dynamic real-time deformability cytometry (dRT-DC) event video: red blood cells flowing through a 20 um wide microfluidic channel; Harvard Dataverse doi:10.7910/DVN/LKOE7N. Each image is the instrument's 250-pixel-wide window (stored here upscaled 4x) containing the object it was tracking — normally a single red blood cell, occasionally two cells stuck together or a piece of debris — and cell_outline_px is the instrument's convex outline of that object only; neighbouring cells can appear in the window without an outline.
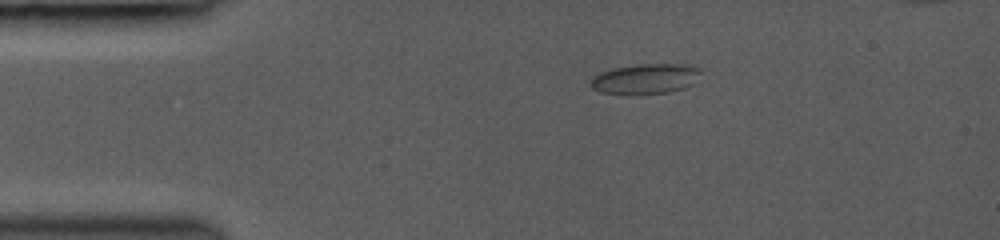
{"species": "common noctule bat (a hibernating species)", "species_latin": "Nyctalus noctula", "temperature_condition": "room temperature", "stored_images_in_passage": 53, "camera_frame_rate_fps": 3000, "um_per_image_px": 0.085, "animal": {"sex": "female", "body_mass_g": 19.0, "forearm_length_mm": 53.3}, "frame": {"image": 1, "passage_image": 1, "time_ms": 0.0, "image_size_px": [1000, 240], "cell_outline_px": [[700, 72], [696, 84], [684, 88], [668, 92], [600, 92], [592, 88], [588, 84], [592, 76], [600, 72], [612, 68], [640, 64], [684, 64], [700, 68]], "centroid_in_image_um": [54.88, 6.66], "position_along_channel_um": 30.1, "area_um2": 19.02}}
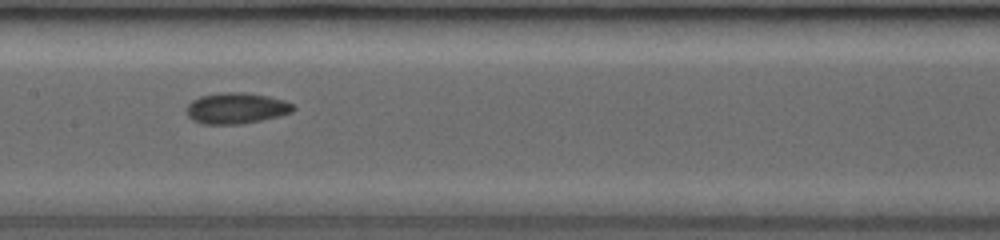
{"frame": {"image": 2, "passage_image": 28, "time_ms": 5.0, "image_size_px": [1000, 240], "cell_outline_px": [[296, 108], [292, 112], [280, 116], [240, 124], [200, 124], [192, 120], [188, 116], [188, 104], [192, 100], [200, 96], [220, 92], [244, 92], [268, 96], [284, 100], [292, 104]], "centroid_in_image_um": [20.08, 9.19], "position_along_channel_um": 187.3, "area_um2": 19.31}}
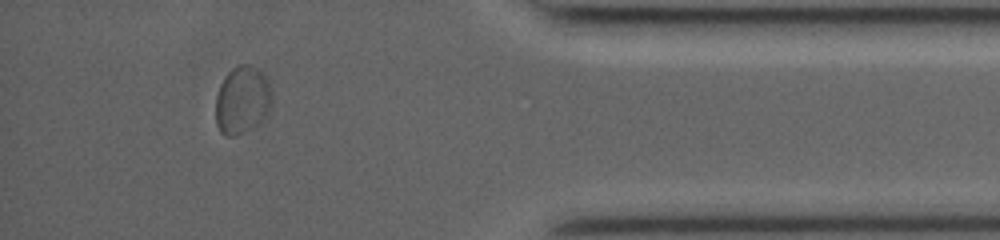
{"frame": {"image": 3, "passage_image": 49, "time_ms": 11.0, "image_size_px": [1000, 240], "cell_outline_px": [[272, 100], [268, 112], [264, 120], [244, 132], [236, 136], [224, 136], [220, 132], [216, 124], [216, 96], [220, 84], [224, 76], [236, 64], [252, 64], [260, 68], [272, 92]], "centroid_in_image_um": [20.59, 8.49], "position_along_channel_um": 414.6, "area_um2": 22.6}, "authors_computed_cell_mechanics": {"area_um2": 18.7272, "velocity_mm_per_s": 4.1712, "shape_relaxation_time_tau1_ms": 2.0836, "shape_relaxation_time_tau2_ms": 0.9779, "deformation_change_tau1": 0.0863, "deformation_change_tau2": 0.0417}}